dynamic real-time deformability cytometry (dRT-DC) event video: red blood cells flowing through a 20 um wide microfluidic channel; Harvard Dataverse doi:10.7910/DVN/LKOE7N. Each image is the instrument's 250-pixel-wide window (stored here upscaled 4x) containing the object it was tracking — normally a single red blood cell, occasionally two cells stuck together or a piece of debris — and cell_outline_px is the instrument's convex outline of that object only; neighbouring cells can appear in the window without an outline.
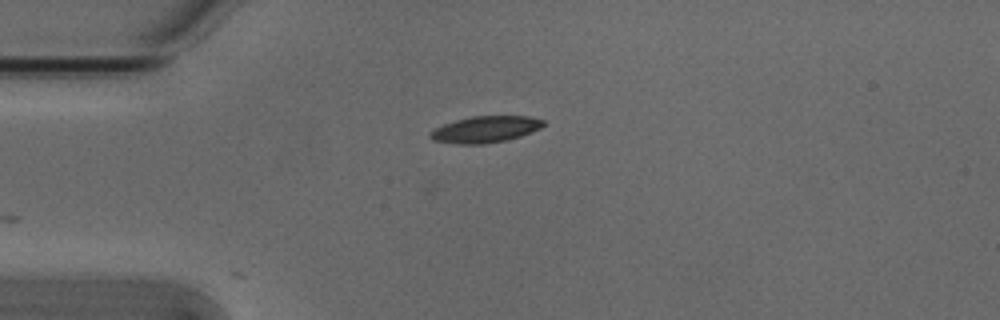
{"species": "Egyptian fruit bat (a non-hibernating species)", "species_latin": "Rousettus aegyptiacus", "temperature_condition": "cold", "stored_images_in_passage": 4, "camera_frame_rate_fps": 3000, "um_per_image_px": 0.085, "animal": {"sex": "male"}, "frame": {"image": 1, "passage_image": 1, "time_ms": 0.0, "image_size_px": [1000, 320], "cell_outline_px": [[544, 124], [540, 128], [532, 132], [520, 136], [504, 140], [484, 144], [456, 144], [432, 140], [428, 136], [428, 132], [444, 124], [456, 120], [472, 116], [528, 116], [544, 120]], "centroid_in_image_um": [41.22, 11.0], "position_along_channel_um": 43.8, "area_um2": 17.4}}